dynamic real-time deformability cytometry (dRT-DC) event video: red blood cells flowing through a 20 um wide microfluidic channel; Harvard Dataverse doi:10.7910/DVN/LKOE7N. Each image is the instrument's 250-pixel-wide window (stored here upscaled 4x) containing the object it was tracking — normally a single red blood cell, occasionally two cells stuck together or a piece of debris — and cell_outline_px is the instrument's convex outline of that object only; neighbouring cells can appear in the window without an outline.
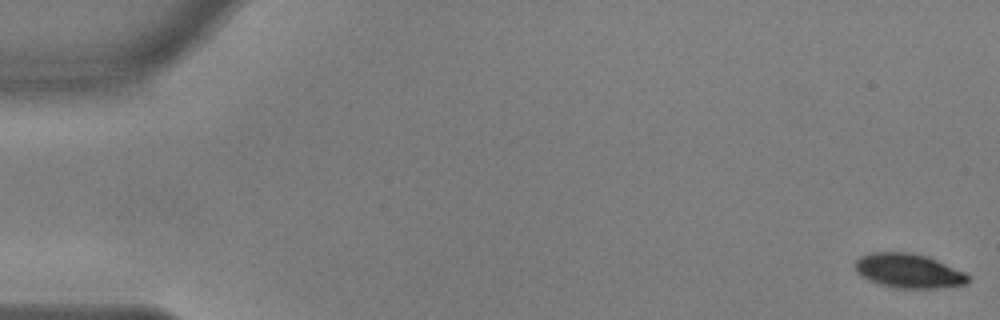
{"species": "common noctule bat (a hibernating species)", "species_latin": "Nyctalus noctula", "temperature_condition": "warm", "stored_images_in_passage": 57, "camera_frame_rate_fps": 3000, "um_per_image_px": 0.085, "animal": {"sex": "male", "body_mass_g": 17.9, "forearm_length_mm": 54.2}, "frame": {"image": 1, "passage_image": 1, "time_ms": 0.0, "image_size_px": [1000, 320], "cell_outline_px": [[972, 280], [968, 284], [944, 288], [896, 288], [880, 284], [868, 280], [860, 276], [856, 272], [856, 260], [860, 256], [872, 252], [912, 252], [928, 256], [964, 272], [972, 276]], "centroid_in_image_um": [77.28, 23.03], "position_along_channel_um": 7.7, "area_um2": 22.95}}
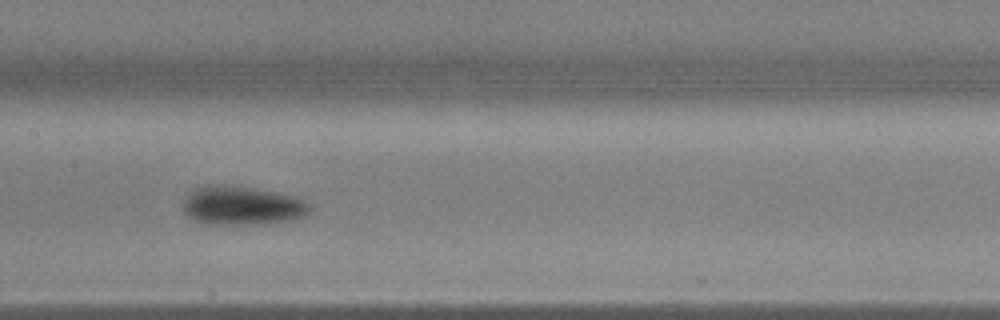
{"frame": {"image": 2, "passage_image": 28, "time_ms": 9.0, "image_size_px": [1000, 320], "cell_outline_px": [[312, 208], [308, 212], [300, 216], [288, 220], [268, 224], [212, 224], [196, 220], [188, 216], [184, 212], [184, 200], [188, 192], [200, 184], [232, 184], [280, 192], [296, 196], [308, 204]], "centroid_in_image_um": [20.54, 17.43], "position_along_channel_um": 186.9, "area_um2": 29.07}}
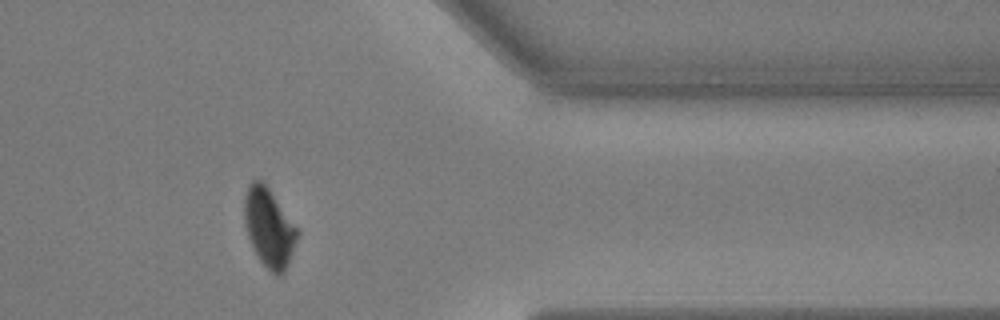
{"frame": {"image": 3, "passage_image": 46, "time_ms": 15.0, "image_size_px": [1000, 320], "cell_outline_px": [[300, 232], [284, 272], [280, 276], [276, 276], [260, 260], [248, 236], [244, 224], [244, 196], [248, 184], [252, 180], [260, 180], [268, 188]], "centroid_in_image_um": [22.85, 19.34], "position_along_channel_um": 388.5, "area_um2": 23.81}, "authors_computed_cell_mechanics": {"area_um2": 25.0274, "velocity_mm_per_s": 3.6334, "shape_relaxation_time_tau1_ms": 3.1178, "shape_relaxation_time_tau2_ms": 6.2084, "deformation_change_tau1": 0.1445, "deformation_change_tau2": 0.0598}}